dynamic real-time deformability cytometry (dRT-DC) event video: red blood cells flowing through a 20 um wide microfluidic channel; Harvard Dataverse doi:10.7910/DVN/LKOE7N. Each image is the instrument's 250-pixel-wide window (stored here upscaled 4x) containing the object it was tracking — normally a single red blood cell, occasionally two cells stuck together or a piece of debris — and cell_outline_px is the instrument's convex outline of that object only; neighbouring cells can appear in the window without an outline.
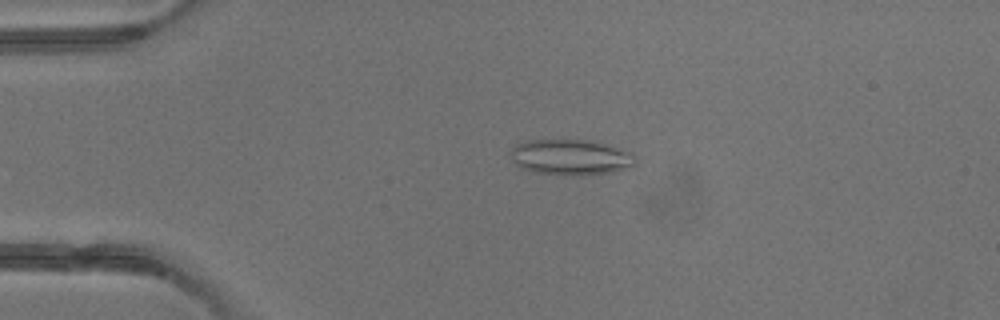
{"species": "common noctule bat (a hibernating species)", "species_latin": "Nyctalus noctula", "temperature_condition": "warm", "stored_images_in_passage": 2, "camera_frame_rate_fps": 3000, "um_per_image_px": 0.085, "animal": {"sex": "male", "body_mass_g": 13.3}, "frame": {"image": 1, "passage_image": 2, "time_ms": 2.0, "image_size_px": [1000, 320], "cell_outline_px": [[636, 164], [612, 172], [580, 176], [532, 172], [520, 168], [516, 164], [512, 152], [512, 148], [516, 144], [524, 140], [588, 140], [604, 144], [632, 152]], "centroid_in_image_um": [48.5, 13.37], "position_along_channel_um": 36.5, "area_um2": 25.72}}